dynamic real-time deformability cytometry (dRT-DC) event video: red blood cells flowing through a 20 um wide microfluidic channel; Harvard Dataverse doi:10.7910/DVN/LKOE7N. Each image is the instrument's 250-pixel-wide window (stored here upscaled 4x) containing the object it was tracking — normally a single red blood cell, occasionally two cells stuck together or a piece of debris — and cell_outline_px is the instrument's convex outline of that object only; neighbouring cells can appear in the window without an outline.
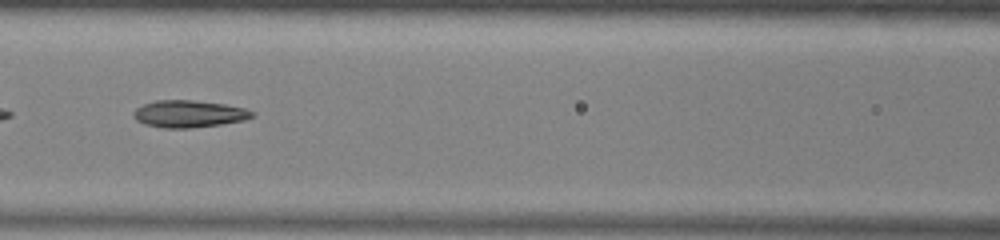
{"species": "common noctule bat (a hibernating species)", "species_latin": "Nyctalus noctula", "temperature_condition": "warm", "stored_images_in_passage": 50, "camera_frame_rate_fps": 3000, "um_per_image_px": 0.085, "animal": {"sex": "male", "body_mass_g": 13.0, "forearm_length_mm": 53.1}, "frame": {"image": 1, "passage_image": 22, "time_ms": 7.0, "image_size_px": [1000, 240], "cell_outline_px": [[256, 116], [244, 120], [220, 124], [188, 128], [164, 128], [144, 124], [136, 120], [132, 116], [132, 112], [136, 108], [144, 104], [156, 100], [192, 100], [224, 104], [244, 108], [252, 112]], "centroid_in_image_um": [16.02, 9.68], "position_along_channel_um": 150.6, "area_um2": 18.67}, "authors_computed_cell_mechanics": {"area_um2": 19.9988, "velocity_mm_per_s": 3.9521, "shape_relaxation_time_tau1_ms": null, "shape_relaxation_time_tau2_ms": 4.3846, "deformation_change_tau1": null, "deformation_change_tau2": 0.1463}}